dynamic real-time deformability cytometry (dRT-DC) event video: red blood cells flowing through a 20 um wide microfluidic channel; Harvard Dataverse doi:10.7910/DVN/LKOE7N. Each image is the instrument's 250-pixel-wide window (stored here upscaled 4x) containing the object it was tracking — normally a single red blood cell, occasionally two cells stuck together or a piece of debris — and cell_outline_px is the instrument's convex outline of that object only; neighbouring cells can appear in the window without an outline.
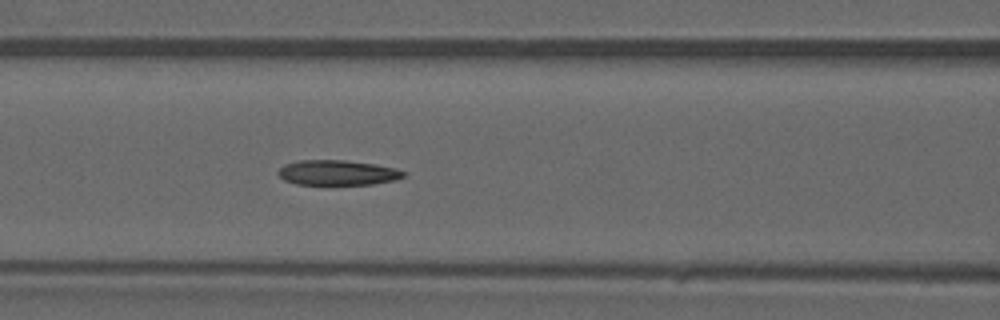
{"species": "common noctule bat (a hibernating species)", "species_latin": "Nyctalus noctula", "temperature_condition": "warm", "stored_images_in_passage": 46, "camera_frame_rate_fps": 3000, "um_per_image_px": 0.085, "animal": {"sex": "male", "forearm_length_mm": 52.5}, "frame": {"image": 1, "passage_image": 20, "time_ms": 6.333, "image_size_px": [1000, 320], "cell_outline_px": [[408, 176], [396, 180], [372, 184], [296, 184], [284, 180], [276, 172], [284, 164], [296, 160], [344, 160], [376, 164], [396, 168], [408, 172]], "centroid_in_image_um": [28.74, 14.67], "position_along_channel_um": 137.9, "area_um2": 18.55}}